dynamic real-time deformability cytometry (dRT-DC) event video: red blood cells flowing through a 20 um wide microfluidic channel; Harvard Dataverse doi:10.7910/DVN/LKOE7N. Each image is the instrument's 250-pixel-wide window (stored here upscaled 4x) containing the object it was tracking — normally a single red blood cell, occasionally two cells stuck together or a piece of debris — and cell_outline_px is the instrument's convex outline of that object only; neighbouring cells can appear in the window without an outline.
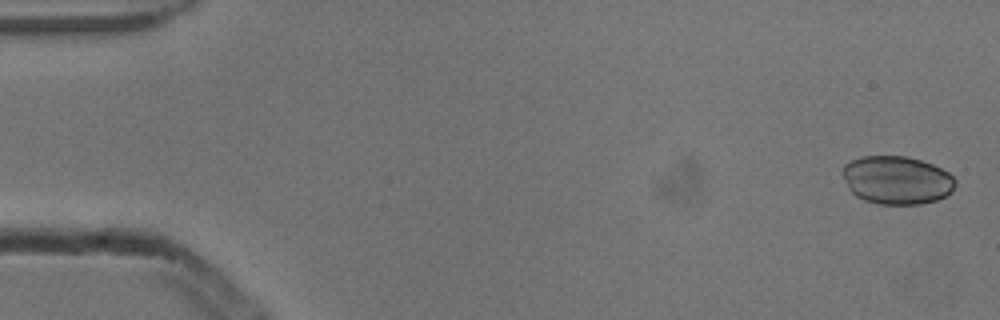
{"species": "common noctule bat (a hibernating species)", "species_latin": "Nyctalus noctula", "temperature_condition": "cold", "stored_images_in_passage": 5, "camera_frame_rate_fps": 3000, "um_per_image_px": 0.085, "animal": {"sex": "male", "body_mass_g": 13.3}, "frame": {"image": 1, "passage_image": 1, "time_ms": 0.0, "image_size_px": [1000, 320], "cell_outline_px": [[956, 184], [952, 192], [948, 196], [936, 200], [920, 204], [880, 204], [864, 200], [856, 196], [848, 188], [840, 172], [844, 164], [860, 156], [908, 156], [932, 164], [948, 172], [956, 180]], "centroid_in_image_um": [76.22, 15.3], "position_along_channel_um": 8.8, "area_um2": 32.02}}
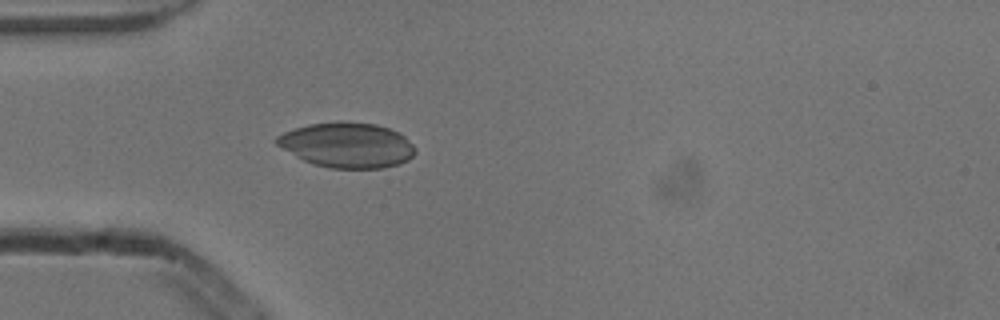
{"frame": {"image": 2, "passage_image": 5, "time_ms": 1.333, "image_size_px": [1000, 320], "cell_outline_px": [[416, 152], [408, 160], [400, 164], [384, 168], [328, 168], [312, 164], [296, 156], [276, 144], [272, 140], [276, 136], [284, 132], [308, 124], [376, 124], [400, 132], [416, 148]], "centroid_in_image_um": [29.52, 12.37], "position_along_channel_um": 55.5, "area_um2": 35.78}}